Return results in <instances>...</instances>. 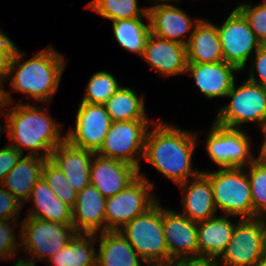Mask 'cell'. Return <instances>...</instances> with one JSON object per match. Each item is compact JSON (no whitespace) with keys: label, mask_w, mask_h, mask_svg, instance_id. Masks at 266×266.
I'll return each instance as SVG.
<instances>
[{"label":"cell","mask_w":266,"mask_h":266,"mask_svg":"<svg viewBox=\"0 0 266 266\" xmlns=\"http://www.w3.org/2000/svg\"><path fill=\"white\" fill-rule=\"evenodd\" d=\"M145 139L143 159L165 178L179 185L202 171L191 168L197 144V132L185 131L164 121L152 123Z\"/></svg>","instance_id":"obj_1"},{"label":"cell","mask_w":266,"mask_h":266,"mask_svg":"<svg viewBox=\"0 0 266 266\" xmlns=\"http://www.w3.org/2000/svg\"><path fill=\"white\" fill-rule=\"evenodd\" d=\"M5 131L10 146L23 154L37 155L49 159L52 151L65 140L62 125L56 123L46 108L22 102V99L5 111ZM41 151V155H38Z\"/></svg>","instance_id":"obj_2"},{"label":"cell","mask_w":266,"mask_h":266,"mask_svg":"<svg viewBox=\"0 0 266 266\" xmlns=\"http://www.w3.org/2000/svg\"><path fill=\"white\" fill-rule=\"evenodd\" d=\"M23 56V52L17 48L5 82L11 79L9 85L12 89L27 94L28 99L33 98L36 102L46 104L51 102L66 66L65 57L52 45L21 64L19 62L23 60Z\"/></svg>","instance_id":"obj_3"},{"label":"cell","mask_w":266,"mask_h":266,"mask_svg":"<svg viewBox=\"0 0 266 266\" xmlns=\"http://www.w3.org/2000/svg\"><path fill=\"white\" fill-rule=\"evenodd\" d=\"M159 204L158 200L119 230L147 266L169 264V251L162 226V207Z\"/></svg>","instance_id":"obj_4"},{"label":"cell","mask_w":266,"mask_h":266,"mask_svg":"<svg viewBox=\"0 0 266 266\" xmlns=\"http://www.w3.org/2000/svg\"><path fill=\"white\" fill-rule=\"evenodd\" d=\"M245 168H220L202 171L210 180L216 209L224 215L254 219L255 213L247 171Z\"/></svg>","instance_id":"obj_5"},{"label":"cell","mask_w":266,"mask_h":266,"mask_svg":"<svg viewBox=\"0 0 266 266\" xmlns=\"http://www.w3.org/2000/svg\"><path fill=\"white\" fill-rule=\"evenodd\" d=\"M226 97L231 100L219 109L216 124L237 129H242V124L247 122L262 125L266 117V87L248 79L239 87L234 82Z\"/></svg>","instance_id":"obj_6"},{"label":"cell","mask_w":266,"mask_h":266,"mask_svg":"<svg viewBox=\"0 0 266 266\" xmlns=\"http://www.w3.org/2000/svg\"><path fill=\"white\" fill-rule=\"evenodd\" d=\"M153 183L144 174L124 190L106 199V231H119L128 222L151 208L158 199L154 196Z\"/></svg>","instance_id":"obj_7"},{"label":"cell","mask_w":266,"mask_h":266,"mask_svg":"<svg viewBox=\"0 0 266 266\" xmlns=\"http://www.w3.org/2000/svg\"><path fill=\"white\" fill-rule=\"evenodd\" d=\"M21 249L36 261H48L76 234L73 225L26 217L21 225Z\"/></svg>","instance_id":"obj_8"},{"label":"cell","mask_w":266,"mask_h":266,"mask_svg":"<svg viewBox=\"0 0 266 266\" xmlns=\"http://www.w3.org/2000/svg\"><path fill=\"white\" fill-rule=\"evenodd\" d=\"M151 123L150 120L112 122L97 154L129 163L140 172L139 159L144 156L145 139Z\"/></svg>","instance_id":"obj_9"},{"label":"cell","mask_w":266,"mask_h":266,"mask_svg":"<svg viewBox=\"0 0 266 266\" xmlns=\"http://www.w3.org/2000/svg\"><path fill=\"white\" fill-rule=\"evenodd\" d=\"M205 148L220 168H245L255 160L251 142L242 129L220 126L215 122L207 133Z\"/></svg>","instance_id":"obj_10"},{"label":"cell","mask_w":266,"mask_h":266,"mask_svg":"<svg viewBox=\"0 0 266 266\" xmlns=\"http://www.w3.org/2000/svg\"><path fill=\"white\" fill-rule=\"evenodd\" d=\"M265 252L262 219H240L225 251L218 258L219 266H253Z\"/></svg>","instance_id":"obj_11"},{"label":"cell","mask_w":266,"mask_h":266,"mask_svg":"<svg viewBox=\"0 0 266 266\" xmlns=\"http://www.w3.org/2000/svg\"><path fill=\"white\" fill-rule=\"evenodd\" d=\"M224 61L244 70L250 55H254L261 42L257 39L247 20L235 8L221 26H217Z\"/></svg>","instance_id":"obj_12"},{"label":"cell","mask_w":266,"mask_h":266,"mask_svg":"<svg viewBox=\"0 0 266 266\" xmlns=\"http://www.w3.org/2000/svg\"><path fill=\"white\" fill-rule=\"evenodd\" d=\"M75 120L65 139L72 145L97 153L112 123L104 104L81 102Z\"/></svg>","instance_id":"obj_13"},{"label":"cell","mask_w":266,"mask_h":266,"mask_svg":"<svg viewBox=\"0 0 266 266\" xmlns=\"http://www.w3.org/2000/svg\"><path fill=\"white\" fill-rule=\"evenodd\" d=\"M162 226L169 251V263L179 258L198 257L197 222L182 213L162 208Z\"/></svg>","instance_id":"obj_14"},{"label":"cell","mask_w":266,"mask_h":266,"mask_svg":"<svg viewBox=\"0 0 266 266\" xmlns=\"http://www.w3.org/2000/svg\"><path fill=\"white\" fill-rule=\"evenodd\" d=\"M138 176L137 167L94 153L90 168V184L96 187L105 198L121 192Z\"/></svg>","instance_id":"obj_15"},{"label":"cell","mask_w":266,"mask_h":266,"mask_svg":"<svg viewBox=\"0 0 266 266\" xmlns=\"http://www.w3.org/2000/svg\"><path fill=\"white\" fill-rule=\"evenodd\" d=\"M94 152L70 144L66 139L51 153L49 160L66 176L78 193L90 184V168Z\"/></svg>","instance_id":"obj_16"},{"label":"cell","mask_w":266,"mask_h":266,"mask_svg":"<svg viewBox=\"0 0 266 266\" xmlns=\"http://www.w3.org/2000/svg\"><path fill=\"white\" fill-rule=\"evenodd\" d=\"M142 58L162 76L186 73V45L150 34Z\"/></svg>","instance_id":"obj_17"},{"label":"cell","mask_w":266,"mask_h":266,"mask_svg":"<svg viewBox=\"0 0 266 266\" xmlns=\"http://www.w3.org/2000/svg\"><path fill=\"white\" fill-rule=\"evenodd\" d=\"M106 199L92 184L78 192L72 208V225L76 233L96 234L106 231Z\"/></svg>","instance_id":"obj_18"},{"label":"cell","mask_w":266,"mask_h":266,"mask_svg":"<svg viewBox=\"0 0 266 266\" xmlns=\"http://www.w3.org/2000/svg\"><path fill=\"white\" fill-rule=\"evenodd\" d=\"M239 70L225 61L213 63H188L186 73L195 80L200 92L213 99L226 97L235 82L234 73Z\"/></svg>","instance_id":"obj_19"},{"label":"cell","mask_w":266,"mask_h":266,"mask_svg":"<svg viewBox=\"0 0 266 266\" xmlns=\"http://www.w3.org/2000/svg\"><path fill=\"white\" fill-rule=\"evenodd\" d=\"M151 33L155 36L187 44L183 39L187 32L199 23L201 19L193 20L185 11L175 5L159 6L148 10Z\"/></svg>","instance_id":"obj_20"},{"label":"cell","mask_w":266,"mask_h":266,"mask_svg":"<svg viewBox=\"0 0 266 266\" xmlns=\"http://www.w3.org/2000/svg\"><path fill=\"white\" fill-rule=\"evenodd\" d=\"M178 186L185 194L182 199V214L188 219L200 222L216 216L212 186L203 172L194 177L191 183L188 180Z\"/></svg>","instance_id":"obj_21"},{"label":"cell","mask_w":266,"mask_h":266,"mask_svg":"<svg viewBox=\"0 0 266 266\" xmlns=\"http://www.w3.org/2000/svg\"><path fill=\"white\" fill-rule=\"evenodd\" d=\"M187 63L224 61L217 25L201 19L186 44Z\"/></svg>","instance_id":"obj_22"},{"label":"cell","mask_w":266,"mask_h":266,"mask_svg":"<svg viewBox=\"0 0 266 266\" xmlns=\"http://www.w3.org/2000/svg\"><path fill=\"white\" fill-rule=\"evenodd\" d=\"M231 216H215L197 222L198 257L218 259L232 238L236 223Z\"/></svg>","instance_id":"obj_23"},{"label":"cell","mask_w":266,"mask_h":266,"mask_svg":"<svg viewBox=\"0 0 266 266\" xmlns=\"http://www.w3.org/2000/svg\"><path fill=\"white\" fill-rule=\"evenodd\" d=\"M28 200L35 206L27 211L26 217L72 225V207L56 197L43 177L36 182Z\"/></svg>","instance_id":"obj_24"},{"label":"cell","mask_w":266,"mask_h":266,"mask_svg":"<svg viewBox=\"0 0 266 266\" xmlns=\"http://www.w3.org/2000/svg\"><path fill=\"white\" fill-rule=\"evenodd\" d=\"M45 158L37 155L22 156L5 176L2 187L14 195L23 205L28 201L36 182L42 177Z\"/></svg>","instance_id":"obj_25"},{"label":"cell","mask_w":266,"mask_h":266,"mask_svg":"<svg viewBox=\"0 0 266 266\" xmlns=\"http://www.w3.org/2000/svg\"><path fill=\"white\" fill-rule=\"evenodd\" d=\"M98 236L96 266H141V257L119 231H105Z\"/></svg>","instance_id":"obj_26"},{"label":"cell","mask_w":266,"mask_h":266,"mask_svg":"<svg viewBox=\"0 0 266 266\" xmlns=\"http://www.w3.org/2000/svg\"><path fill=\"white\" fill-rule=\"evenodd\" d=\"M96 234L76 233L58 253L46 261L48 266H96Z\"/></svg>","instance_id":"obj_27"},{"label":"cell","mask_w":266,"mask_h":266,"mask_svg":"<svg viewBox=\"0 0 266 266\" xmlns=\"http://www.w3.org/2000/svg\"><path fill=\"white\" fill-rule=\"evenodd\" d=\"M112 122L149 120L146 116L144 97H139L135 90L120 87L105 103Z\"/></svg>","instance_id":"obj_28"},{"label":"cell","mask_w":266,"mask_h":266,"mask_svg":"<svg viewBox=\"0 0 266 266\" xmlns=\"http://www.w3.org/2000/svg\"><path fill=\"white\" fill-rule=\"evenodd\" d=\"M113 34L124 50L143 56L149 35L150 23L146 25L142 18L112 21Z\"/></svg>","instance_id":"obj_29"},{"label":"cell","mask_w":266,"mask_h":266,"mask_svg":"<svg viewBox=\"0 0 266 266\" xmlns=\"http://www.w3.org/2000/svg\"><path fill=\"white\" fill-rule=\"evenodd\" d=\"M85 7L111 21L132 18L149 20L146 8H140L137 0H92Z\"/></svg>","instance_id":"obj_30"},{"label":"cell","mask_w":266,"mask_h":266,"mask_svg":"<svg viewBox=\"0 0 266 266\" xmlns=\"http://www.w3.org/2000/svg\"><path fill=\"white\" fill-rule=\"evenodd\" d=\"M121 86L113 75L105 71L94 73L87 84L81 102L104 104Z\"/></svg>","instance_id":"obj_31"},{"label":"cell","mask_w":266,"mask_h":266,"mask_svg":"<svg viewBox=\"0 0 266 266\" xmlns=\"http://www.w3.org/2000/svg\"><path fill=\"white\" fill-rule=\"evenodd\" d=\"M42 177L56 197L70 207H74L78 193L71 187L65 174L49 159L43 164Z\"/></svg>","instance_id":"obj_32"},{"label":"cell","mask_w":266,"mask_h":266,"mask_svg":"<svg viewBox=\"0 0 266 266\" xmlns=\"http://www.w3.org/2000/svg\"><path fill=\"white\" fill-rule=\"evenodd\" d=\"M255 218L266 215V167L254 160L247 167Z\"/></svg>","instance_id":"obj_33"},{"label":"cell","mask_w":266,"mask_h":266,"mask_svg":"<svg viewBox=\"0 0 266 266\" xmlns=\"http://www.w3.org/2000/svg\"><path fill=\"white\" fill-rule=\"evenodd\" d=\"M247 20L249 27L261 42L266 44V0L258 5L241 3L235 7Z\"/></svg>","instance_id":"obj_34"},{"label":"cell","mask_w":266,"mask_h":266,"mask_svg":"<svg viewBox=\"0 0 266 266\" xmlns=\"http://www.w3.org/2000/svg\"><path fill=\"white\" fill-rule=\"evenodd\" d=\"M17 222L19 223V219H0V258L3 260L7 258H13L15 255H17V249L19 246H21V231L17 233L19 240L18 243L14 235V230L12 229L13 227H11L14 226L15 228L20 225Z\"/></svg>","instance_id":"obj_35"},{"label":"cell","mask_w":266,"mask_h":266,"mask_svg":"<svg viewBox=\"0 0 266 266\" xmlns=\"http://www.w3.org/2000/svg\"><path fill=\"white\" fill-rule=\"evenodd\" d=\"M24 205L8 190L0 185V219H19Z\"/></svg>","instance_id":"obj_36"},{"label":"cell","mask_w":266,"mask_h":266,"mask_svg":"<svg viewBox=\"0 0 266 266\" xmlns=\"http://www.w3.org/2000/svg\"><path fill=\"white\" fill-rule=\"evenodd\" d=\"M17 48L12 40L0 30V81H6Z\"/></svg>","instance_id":"obj_37"},{"label":"cell","mask_w":266,"mask_h":266,"mask_svg":"<svg viewBox=\"0 0 266 266\" xmlns=\"http://www.w3.org/2000/svg\"><path fill=\"white\" fill-rule=\"evenodd\" d=\"M254 55H252L253 65L248 80L266 87V44H262ZM254 71L257 72L258 79L255 77Z\"/></svg>","instance_id":"obj_38"},{"label":"cell","mask_w":266,"mask_h":266,"mask_svg":"<svg viewBox=\"0 0 266 266\" xmlns=\"http://www.w3.org/2000/svg\"><path fill=\"white\" fill-rule=\"evenodd\" d=\"M23 155L10 145L0 148V185L5 176L15 167Z\"/></svg>","instance_id":"obj_39"},{"label":"cell","mask_w":266,"mask_h":266,"mask_svg":"<svg viewBox=\"0 0 266 266\" xmlns=\"http://www.w3.org/2000/svg\"><path fill=\"white\" fill-rule=\"evenodd\" d=\"M167 266H219L218 259L197 257L172 260Z\"/></svg>","instance_id":"obj_40"},{"label":"cell","mask_w":266,"mask_h":266,"mask_svg":"<svg viewBox=\"0 0 266 266\" xmlns=\"http://www.w3.org/2000/svg\"><path fill=\"white\" fill-rule=\"evenodd\" d=\"M4 83V81H0V113L2 112V107L15 103L11 97L10 91L4 89Z\"/></svg>","instance_id":"obj_41"},{"label":"cell","mask_w":266,"mask_h":266,"mask_svg":"<svg viewBox=\"0 0 266 266\" xmlns=\"http://www.w3.org/2000/svg\"><path fill=\"white\" fill-rule=\"evenodd\" d=\"M260 151L258 157H255V160L258 161L261 165L266 167V143H262L259 148Z\"/></svg>","instance_id":"obj_42"},{"label":"cell","mask_w":266,"mask_h":266,"mask_svg":"<svg viewBox=\"0 0 266 266\" xmlns=\"http://www.w3.org/2000/svg\"><path fill=\"white\" fill-rule=\"evenodd\" d=\"M35 260L30 257V259L27 261L25 259H18L16 263H14L13 266H36Z\"/></svg>","instance_id":"obj_43"},{"label":"cell","mask_w":266,"mask_h":266,"mask_svg":"<svg viewBox=\"0 0 266 266\" xmlns=\"http://www.w3.org/2000/svg\"><path fill=\"white\" fill-rule=\"evenodd\" d=\"M153 2H155L156 4L155 5H152V6H149V7H146L147 11L150 9V8H155V7H159V6H167V5H172V4H168L167 2L168 1H180V0H152Z\"/></svg>","instance_id":"obj_44"},{"label":"cell","mask_w":266,"mask_h":266,"mask_svg":"<svg viewBox=\"0 0 266 266\" xmlns=\"http://www.w3.org/2000/svg\"><path fill=\"white\" fill-rule=\"evenodd\" d=\"M253 266H266V252Z\"/></svg>","instance_id":"obj_45"},{"label":"cell","mask_w":266,"mask_h":266,"mask_svg":"<svg viewBox=\"0 0 266 266\" xmlns=\"http://www.w3.org/2000/svg\"><path fill=\"white\" fill-rule=\"evenodd\" d=\"M260 127H261V130L263 132V136H264V142H262V143H266V117H265V119H264V121Z\"/></svg>","instance_id":"obj_46"},{"label":"cell","mask_w":266,"mask_h":266,"mask_svg":"<svg viewBox=\"0 0 266 266\" xmlns=\"http://www.w3.org/2000/svg\"><path fill=\"white\" fill-rule=\"evenodd\" d=\"M262 219V223H263V226H264V232H265V243H266V215L261 217Z\"/></svg>","instance_id":"obj_47"},{"label":"cell","mask_w":266,"mask_h":266,"mask_svg":"<svg viewBox=\"0 0 266 266\" xmlns=\"http://www.w3.org/2000/svg\"><path fill=\"white\" fill-rule=\"evenodd\" d=\"M2 115H1V113H0V117H1ZM2 124L0 123V133L5 129V126H4V128L1 126ZM0 137H1V134H0Z\"/></svg>","instance_id":"obj_48"}]
</instances>
